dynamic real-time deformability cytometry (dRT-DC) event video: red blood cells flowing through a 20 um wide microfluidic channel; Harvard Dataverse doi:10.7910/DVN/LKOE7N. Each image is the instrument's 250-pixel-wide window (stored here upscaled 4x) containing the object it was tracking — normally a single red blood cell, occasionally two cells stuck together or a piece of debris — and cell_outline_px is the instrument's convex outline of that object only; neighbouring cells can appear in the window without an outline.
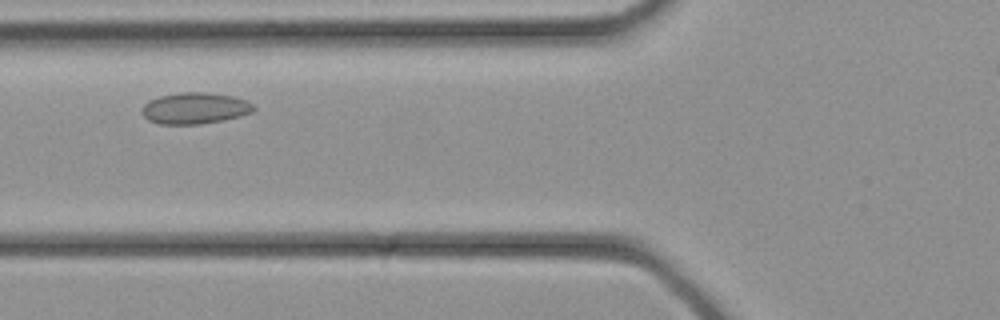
{"species": "common noctule bat (a hibernating species)", "species_latin": "Nyctalus noctula", "temperature_condition": "cold", "stored_images_in_passage": 25, "camera_frame_rate_fps": 3000, "um_per_image_px": 0.085, "animal": {"sex": "female", "body_mass_g": 21.9}, "frame": {"image": 1, "passage_image": 6, "time_ms": 1.667, "image_size_px": [1000, 320], "cell_outline_px": [[256, 108], [252, 112], [240, 116], [224, 120], [200, 124], [160, 124], [148, 120], [140, 112], [140, 108], [148, 100], [160, 96], [180, 92], [204, 92], [232, 96], [248, 100]], "centroid_in_image_um": [16.54, 9.2], "position_along_channel_um": 109.3, "area_um2": 20.58}}
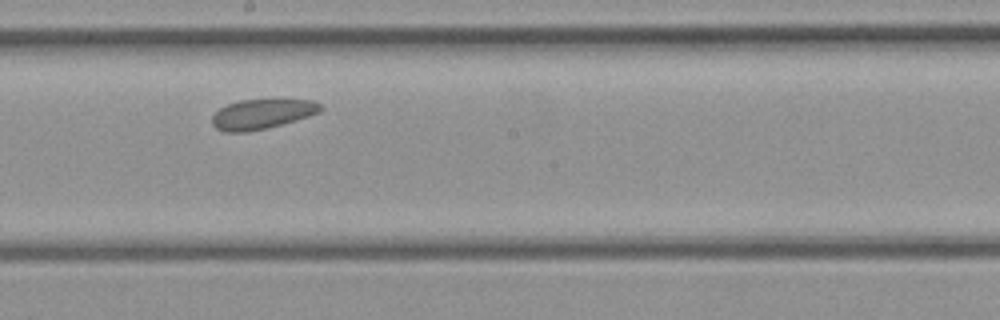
{"frame": {"image": 2, "passage_image": 12, "time_ms": 3.667, "image_size_px": [1000, 320], "cell_outline_px": [[324, 108], [320, 112], [308, 116], [268, 128], [244, 132], [224, 132], [216, 128], [212, 124], [212, 116], [220, 108], [228, 104], [240, 100], [312, 100], [320, 104]], "centroid_in_image_um": [22.26, 9.7], "position_along_channel_um": 225.9, "area_um2": 18.67}}
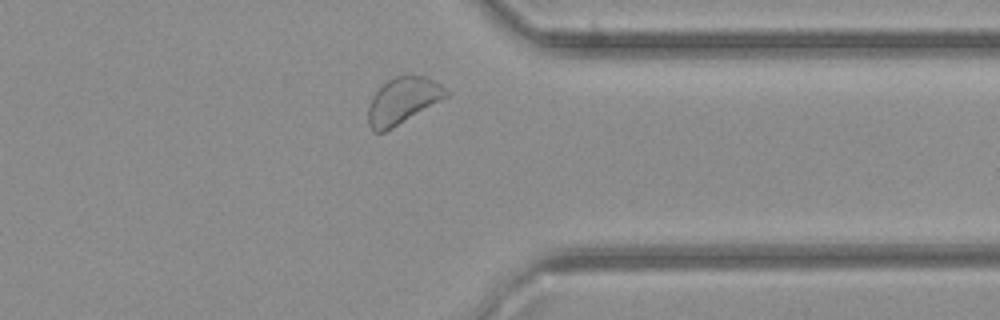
{"frame": {"image": 3, "passage_image": 20, "time_ms": 6.333, "image_size_px": [1000, 320], "cell_outline_px": [[448, 96], [392, 128], [384, 132], [372, 132], [368, 124], [368, 108], [372, 96], [388, 80], [396, 76], [424, 76], [440, 84], [448, 92]], "centroid_in_image_um": [34.2, 8.58], "position_along_channel_um": 377.2, "area_um2": 20.63}}